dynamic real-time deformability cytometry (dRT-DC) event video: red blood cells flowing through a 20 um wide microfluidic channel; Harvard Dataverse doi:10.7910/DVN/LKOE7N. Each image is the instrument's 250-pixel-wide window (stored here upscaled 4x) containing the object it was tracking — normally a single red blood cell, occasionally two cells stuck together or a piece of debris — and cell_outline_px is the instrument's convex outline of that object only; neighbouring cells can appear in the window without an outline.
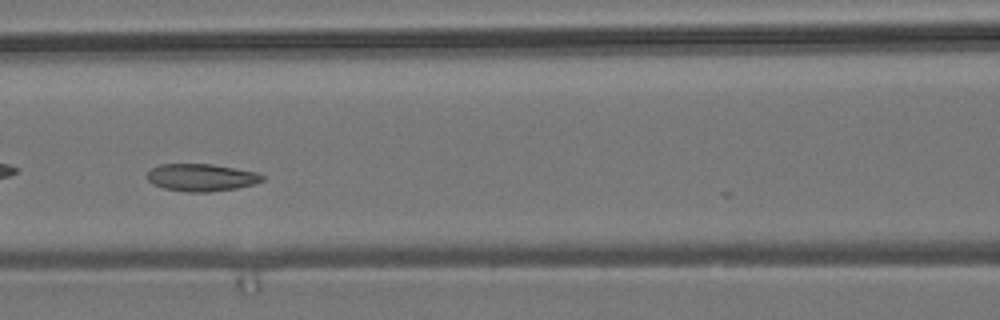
{"species": "common noctule bat (a hibernating species)", "species_latin": "Nyctalus noctula", "temperature_condition": "room temperature", "stored_images_in_passage": 10, "camera_frame_rate_fps": 3000, "um_per_image_px": 0.085, "animal": {"sex": "male", "body_mass_g": 19.2, "forearm_length_mm": 51.8}, "frame": {"image": 1, "passage_image": 8, "time_ms": 2.333, "image_size_px": [1000, 320], "cell_outline_px": [[264, 180], [256, 184], [236, 188], [208, 192], [188, 192], [164, 188], [152, 184], [148, 180], [148, 172], [152, 168], [160, 164], [212, 164], [256, 172], [264, 176]], "centroid_in_image_um": [17.13, 15.09], "position_along_channel_um": 149.5, "area_um2": 18.32}}